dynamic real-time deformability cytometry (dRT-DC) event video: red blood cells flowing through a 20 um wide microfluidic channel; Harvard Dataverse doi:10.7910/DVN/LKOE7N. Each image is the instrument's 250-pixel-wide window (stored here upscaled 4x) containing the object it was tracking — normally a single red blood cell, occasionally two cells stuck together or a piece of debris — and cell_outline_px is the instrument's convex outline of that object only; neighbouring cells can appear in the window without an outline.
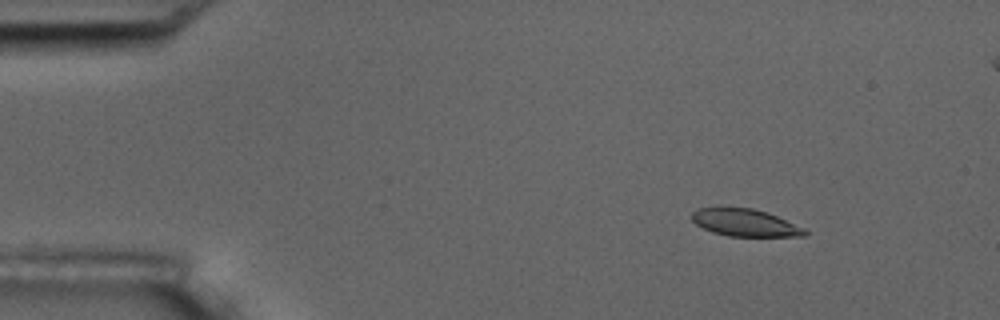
{"species": "common noctule bat (a hibernating species)", "species_latin": "Nyctalus noctula", "temperature_condition": "room temperature", "stored_images_in_passage": 7, "camera_frame_rate_fps": 3000, "um_per_image_px": 0.085, "animal": {"sex": "male", "body_mass_g": 17.5, "forearm_length_mm": 52.3}, "frame": {"image": 1, "passage_image": 3, "time_ms": 2.333, "image_size_px": [1000, 320], "cell_outline_px": [[808, 232], [804, 236], [728, 236], [712, 232], [696, 224], [692, 220], [692, 212], [696, 208], [720, 204], [752, 208], [768, 212], [804, 228]], "centroid_in_image_um": [63.24, 18.87], "position_along_channel_um": 21.8, "area_um2": 18.61}}